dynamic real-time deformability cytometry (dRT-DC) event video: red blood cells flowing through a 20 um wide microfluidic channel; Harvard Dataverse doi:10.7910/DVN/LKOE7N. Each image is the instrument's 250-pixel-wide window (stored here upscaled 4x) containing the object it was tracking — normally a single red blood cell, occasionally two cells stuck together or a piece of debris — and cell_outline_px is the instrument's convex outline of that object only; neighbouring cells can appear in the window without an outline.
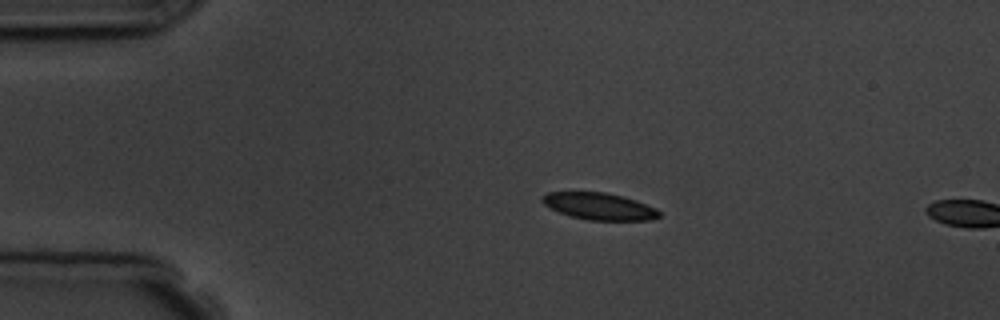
{"species": "common noctule bat (a hibernating species)", "species_latin": "Nyctalus noctula", "temperature_condition": "room temperature", "stored_images_in_passage": 3, "camera_frame_rate_fps": 3000, "um_per_image_px": 0.085, "animal": {"sex": "male", "body_mass_g": 19.5, "forearm_length_mm": 54.6}, "frame": {"image": 1, "passage_image": 2, "time_ms": 2.0, "image_size_px": [1000, 320], "cell_outline_px": [[660, 216], [652, 220], [588, 220], [572, 216], [560, 212], [544, 204], [540, 200], [540, 196], [548, 192], [604, 192], [624, 196], [636, 200], [656, 208], [660, 212]], "centroid_in_image_um": [50.95, 17.53], "position_along_channel_um": 34.1, "area_um2": 18.32}}